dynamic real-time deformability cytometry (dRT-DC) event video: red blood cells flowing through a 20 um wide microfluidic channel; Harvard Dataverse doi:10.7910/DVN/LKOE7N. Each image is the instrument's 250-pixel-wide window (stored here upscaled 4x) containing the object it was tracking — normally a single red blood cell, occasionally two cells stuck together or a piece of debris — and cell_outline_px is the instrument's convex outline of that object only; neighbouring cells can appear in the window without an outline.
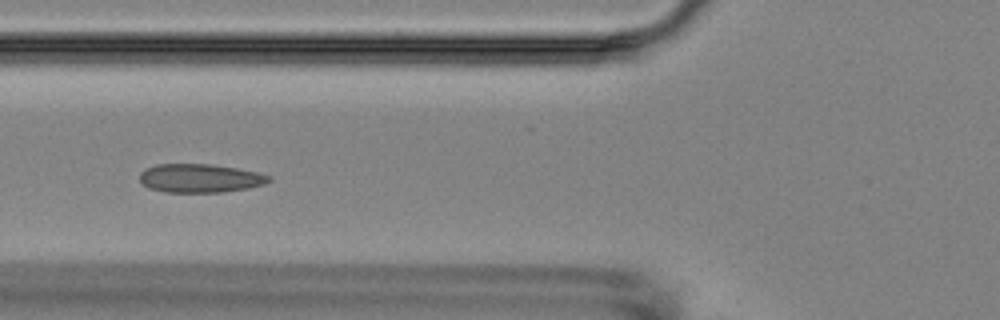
{"species": "Egyptian fruit bat (a non-hibernating species)", "species_latin": "Rousettus aegyptiacus", "temperature_condition": "room temperature", "stored_images_in_passage": 7, "camera_frame_rate_fps": 3000, "um_per_image_px": 0.085, "animal": {"sex": "female"}, "frame": {"image": 1, "passage_image": 5, "time_ms": 4.667, "image_size_px": [1000, 320], "cell_outline_px": [[272, 180], [264, 184], [248, 188], [224, 192], [164, 192], [148, 188], [140, 180], [140, 172], [144, 168], [156, 164], [212, 164], [236, 168], [256, 172], [272, 176]], "centroid_in_image_um": [16.99, 15.14], "position_along_channel_um": 108.8, "area_um2": 21.68}}
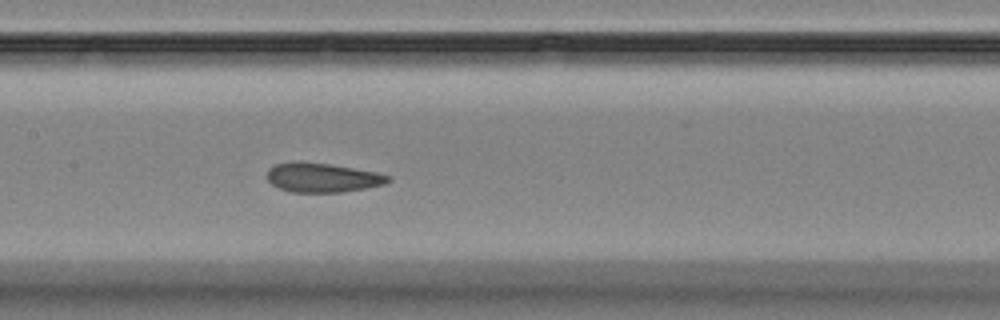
{"frame": {"image": 2, "passage_image": 7, "time_ms": 6.667, "image_size_px": [1000, 320], "cell_outline_px": [[392, 180], [384, 184], [364, 188], [340, 192], [292, 192], [280, 188], [272, 184], [268, 180], [268, 168], [276, 164], [328, 164], [376, 172], [392, 176]], "centroid_in_image_um": [27.47, 15.13], "position_along_channel_um": 179.9, "area_um2": 19.83}}